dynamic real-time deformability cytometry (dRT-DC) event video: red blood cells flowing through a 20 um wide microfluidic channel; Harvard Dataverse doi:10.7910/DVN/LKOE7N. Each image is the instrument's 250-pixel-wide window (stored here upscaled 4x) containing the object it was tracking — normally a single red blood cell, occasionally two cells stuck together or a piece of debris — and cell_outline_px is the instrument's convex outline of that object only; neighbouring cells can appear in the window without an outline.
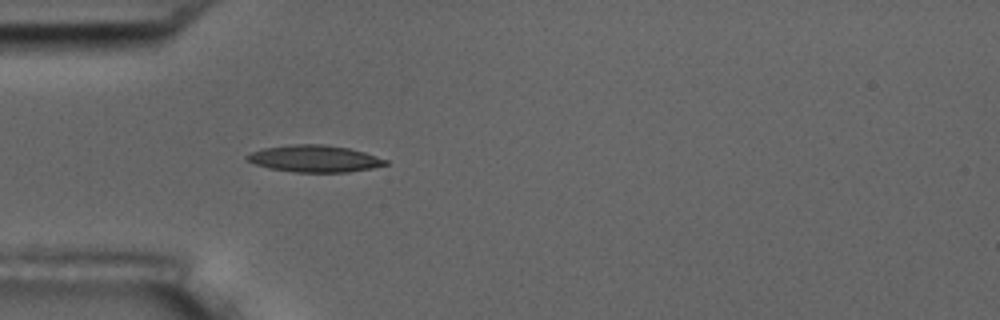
{"species": "common noctule bat (a hibernating species)", "species_latin": "Nyctalus noctula", "temperature_condition": "room temperature", "stored_images_in_passage": 5, "camera_frame_rate_fps": 3000, "um_per_image_px": 0.085, "animal": {"sex": "male", "body_mass_g": 17.5, "forearm_length_mm": 52.3}, "frame": {"image": 1, "passage_image": 5, "time_ms": 1.333, "image_size_px": [1000, 320], "cell_outline_px": [[388, 164], [372, 168], [348, 172], [296, 172], [268, 168], [256, 164], [248, 160], [244, 156], [252, 152], [264, 148], [292, 144], [324, 144], [348, 148], [364, 152], [388, 160]], "centroid_in_image_um": [26.75, 13.48], "position_along_channel_um": 58.3, "area_um2": 21.56}}